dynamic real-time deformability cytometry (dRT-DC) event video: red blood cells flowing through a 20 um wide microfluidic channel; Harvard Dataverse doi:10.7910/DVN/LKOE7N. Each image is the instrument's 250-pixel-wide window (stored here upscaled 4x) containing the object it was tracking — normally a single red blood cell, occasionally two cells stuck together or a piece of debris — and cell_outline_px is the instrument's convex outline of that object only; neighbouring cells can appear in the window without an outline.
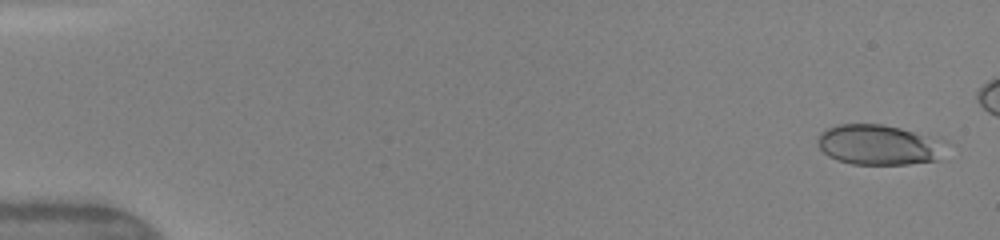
{"species": "human", "species_latin": "Homo sapiens", "temperature_condition": "warm", "stored_images_in_passage": 45, "camera_frame_rate_fps": 3000, "um_per_image_px": 0.085, "donor": {"sex": "female"}, "frame": {"image": 1, "passage_image": 2, "time_ms": 0.333, "image_size_px": [1000, 240], "cell_outline_px": [[940, 160], [908, 164], [852, 164], [836, 160], [828, 156], [820, 148], [820, 132], [836, 124], [880, 124], [900, 128], [924, 136], [932, 140]], "centroid_in_image_um": [74.48, 12.32], "position_along_channel_um": 10.5, "area_um2": 28.5}}
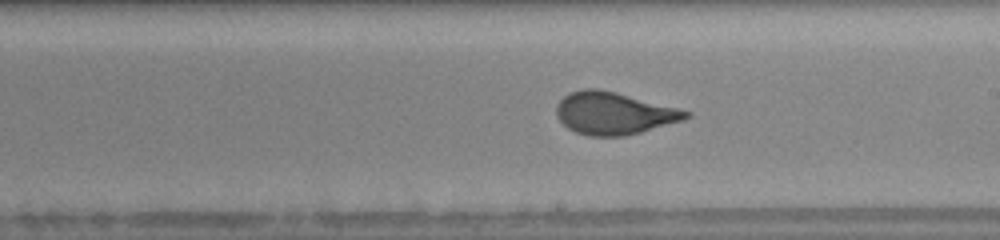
{"frame": {"image": 2, "passage_image": 29, "time_ms": 9.333, "image_size_px": [1000, 240], "cell_outline_px": [[692, 116], [684, 120], [640, 132], [624, 136], [588, 136], [576, 132], [568, 128], [556, 116], [556, 104], [568, 92], [584, 88], [596, 88], [616, 92], [692, 112]], "centroid_in_image_um": [52.16, 9.62], "position_along_channel_um": 236.8, "area_um2": 31.91}}
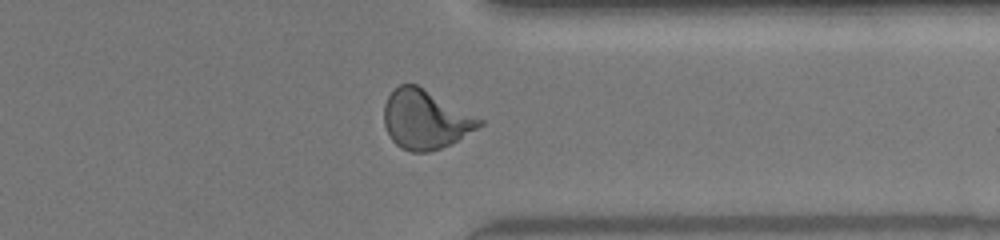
{"frame": {"image": 3, "passage_image": 39, "time_ms": 12.667, "image_size_px": [1000, 240], "cell_outline_px": [[484, 124], [456, 140], [440, 148], [428, 152], [412, 152], [400, 148], [392, 140], [384, 124], [384, 104], [388, 96], [400, 84], [416, 84], [484, 120]], "centroid_in_image_um": [36.13, 10.15], "position_along_channel_um": 375.3, "area_um2": 32.37}}